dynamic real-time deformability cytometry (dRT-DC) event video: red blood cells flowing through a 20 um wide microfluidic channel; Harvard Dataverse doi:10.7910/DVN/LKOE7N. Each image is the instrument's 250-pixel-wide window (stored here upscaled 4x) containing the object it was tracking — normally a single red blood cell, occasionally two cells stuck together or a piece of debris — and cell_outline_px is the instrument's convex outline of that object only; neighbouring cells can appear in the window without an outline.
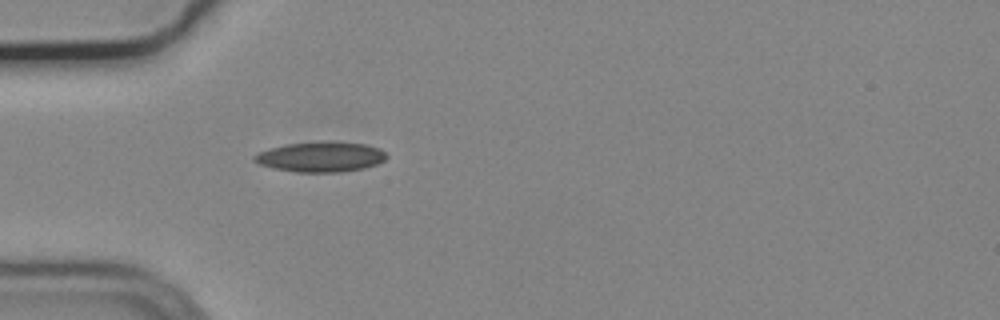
{"species": "common noctule bat (a hibernating species)", "species_latin": "Nyctalus noctula", "temperature_condition": "cold", "stored_images_in_passage": 39, "camera_frame_rate_fps": 3000, "um_per_image_px": 0.085, "animal": {"sex": "male", "body_mass_g": 19.2, "forearm_length_mm": 51.8}, "frame": {"image": 1, "passage_image": 1, "time_ms": 0.0, "image_size_px": [1000, 320], "cell_outline_px": [[388, 156], [384, 160], [376, 164], [364, 168], [340, 172], [296, 172], [272, 168], [260, 164], [252, 160], [252, 156], [260, 152], [272, 148], [288, 144], [332, 140], [364, 144], [380, 148]], "centroid_in_image_um": [27.28, 13.32], "position_along_channel_um": 57.7, "area_um2": 23.29}}
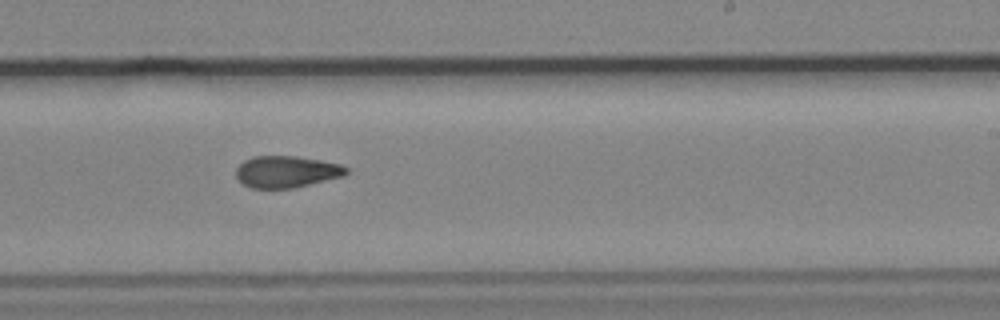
{"frame": {"image": 2, "passage_image": 18, "time_ms": 5.667, "image_size_px": [1000, 320], "cell_outline_px": [[348, 172], [344, 176], [292, 188], [252, 188], [244, 184], [236, 176], [236, 168], [244, 160], [252, 156], [296, 156], [320, 160], [340, 164], [348, 168]], "centroid_in_image_um": [24.35, 14.59], "position_along_channel_um": 264.6, "area_um2": 20.29}}
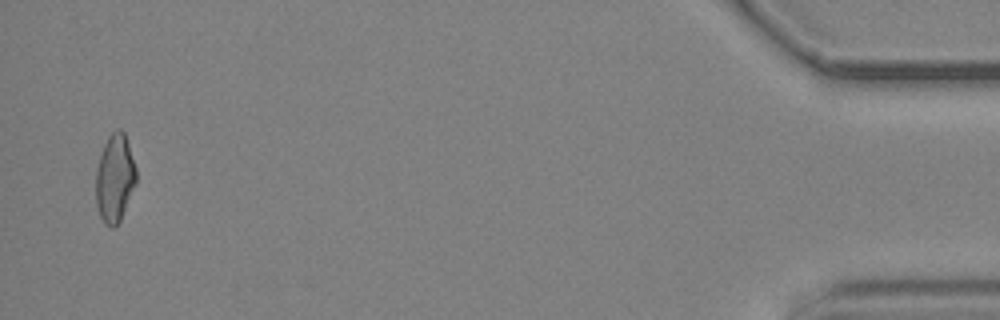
{"frame": {"image": 3, "passage_image": 38, "time_ms": 12.333, "image_size_px": [1000, 320], "cell_outline_px": [[136, 184], [120, 220], [112, 228], [104, 224], [100, 216], [96, 204], [96, 172], [100, 156], [104, 144], [108, 136], [116, 128], [120, 128], [124, 132], [136, 168]], "centroid_in_image_um": [9.75, 15.14], "position_along_channel_um": 425.4, "area_um2": 20.58}, "authors_computed_cell_mechanics": {"area_um2": 20.7502, "velocity_mm_per_s": 3.738, "shape_relaxation_time_tau1_ms": null, "shape_relaxation_time_tau2_ms": 4.7474, "deformation_change_tau1": null, "deformation_change_tau2": 0.1188}}